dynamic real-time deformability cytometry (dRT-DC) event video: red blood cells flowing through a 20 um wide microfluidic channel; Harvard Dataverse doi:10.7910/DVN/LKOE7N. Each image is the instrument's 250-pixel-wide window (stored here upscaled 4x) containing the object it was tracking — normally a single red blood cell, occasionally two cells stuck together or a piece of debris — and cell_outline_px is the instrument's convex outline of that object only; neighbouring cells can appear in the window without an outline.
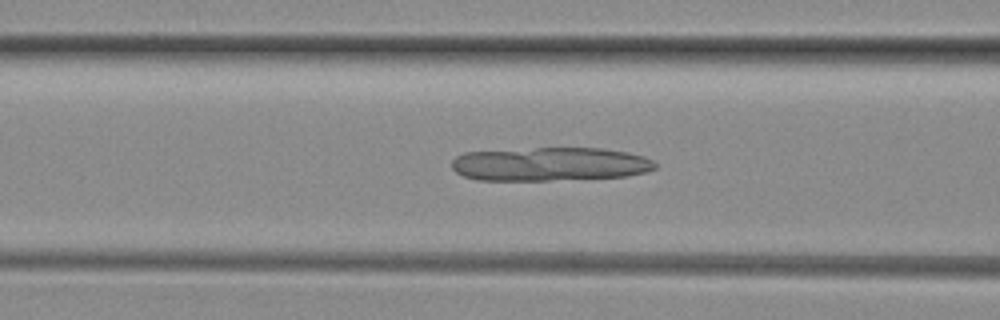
{"species": "common noctule bat (a hibernating species)", "species_latin": "Nyctalus noctula", "temperature_condition": "room temperature", "stored_images_in_passage": 32, "camera_frame_rate_fps": 3000, "um_per_image_px": 0.085, "animal": {"sex": "female", "body_mass_g": 29.2, "forearm_length_mm": 56.3}, "frame": {"image": 1, "passage_image": 8, "time_ms": 2.333, "image_size_px": [1000, 320], "cell_outline_px": [[656, 168], [644, 172], [628, 176], [548, 180], [476, 180], [464, 176], [456, 172], [452, 168], [452, 160], [456, 156], [464, 152], [536, 148], [604, 148], [628, 152], [644, 156], [652, 160], [656, 164]], "centroid_in_image_um": [46.74, 13.94], "position_along_channel_um": 119.9, "area_um2": 39.94}}
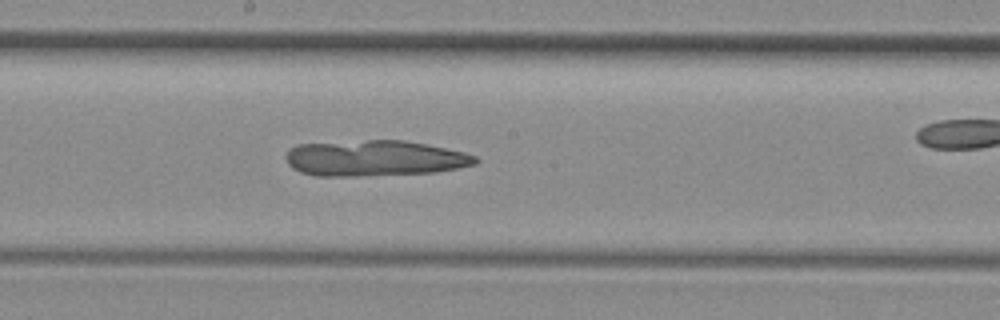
{"frame": {"image": 2, "passage_image": 15, "time_ms": 4.667, "image_size_px": [1000, 320], "cell_outline_px": [[480, 160], [476, 164], [436, 172], [356, 176], [316, 176], [300, 172], [292, 168], [288, 164], [284, 156], [296, 144], [368, 140], [404, 140], [464, 152], [476, 156]], "centroid_in_image_um": [31.82, 13.45], "position_along_channel_um": 216.4, "area_um2": 39.54}}
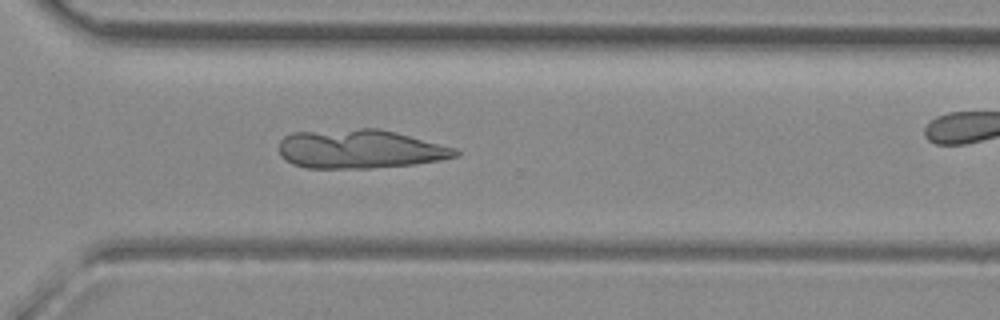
{"frame": {"image": 3, "passage_image": 24, "time_ms": 7.667, "image_size_px": [1000, 320], "cell_outline_px": [[460, 152], [456, 156], [440, 160], [412, 164], [372, 168], [304, 168], [292, 164], [284, 160], [280, 156], [280, 140], [284, 136], [292, 132], [360, 128], [380, 128], [396, 132], [456, 148]], "centroid_in_image_um": [30.55, 12.66], "position_along_channel_um": 340.0, "area_um2": 40.17}}